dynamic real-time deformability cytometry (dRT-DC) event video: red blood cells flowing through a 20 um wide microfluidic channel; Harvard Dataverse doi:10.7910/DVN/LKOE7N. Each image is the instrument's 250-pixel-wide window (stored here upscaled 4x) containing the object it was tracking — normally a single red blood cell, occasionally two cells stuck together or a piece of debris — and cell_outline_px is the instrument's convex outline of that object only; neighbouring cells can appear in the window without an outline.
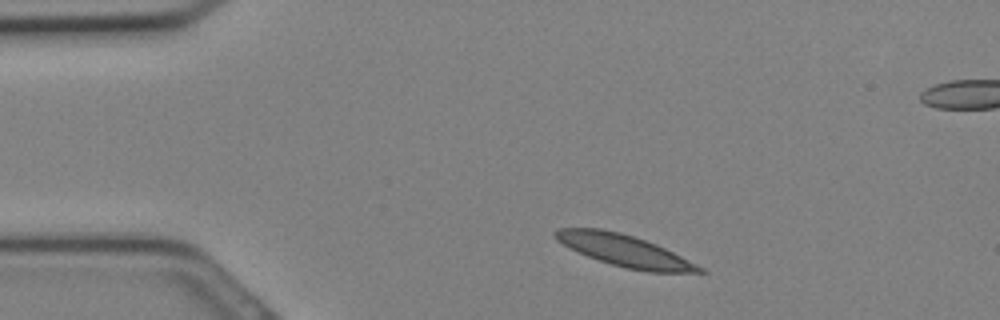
{"species": "Egyptian fruit bat (a non-hibernating species)", "species_latin": "Rousettus aegyptiacus", "temperature_condition": "cold", "stored_images_in_passage": 28, "segment_of_instrument_passage": [1, 2], "camera_frame_rate_fps": 3000, "um_per_image_px": 0.085, "animal": {"sex": "female"}, "frame": {"image": 1, "passage_image": 1, "time_ms": 0.0, "image_size_px": [1000, 320], "cell_outline_px": [[708, 272], [648, 272], [624, 268], [588, 256], [568, 248], [556, 240], [552, 236], [552, 232], [556, 228], [600, 228], [620, 232], [656, 244], [704, 268]], "centroid_in_image_um": [53.01, 21.29], "position_along_channel_um": 32.0, "area_um2": 26.47}}
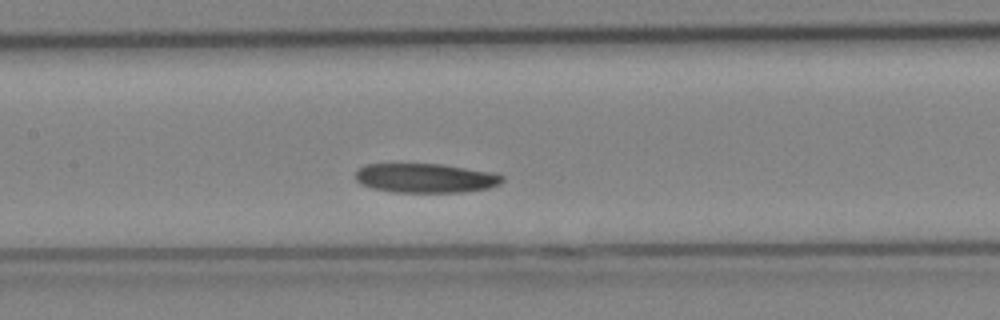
{"frame": {"image": 2, "passage_image": 10, "time_ms": 3.0, "image_size_px": [1000, 320], "cell_outline_px": [[504, 180], [500, 184], [488, 188], [460, 192], [392, 192], [372, 188], [360, 184], [356, 180], [356, 168], [364, 164], [440, 164], [496, 172], [504, 176]], "centroid_in_image_um": [36.17, 15.13], "position_along_channel_um": 171.2, "area_um2": 25.32}}
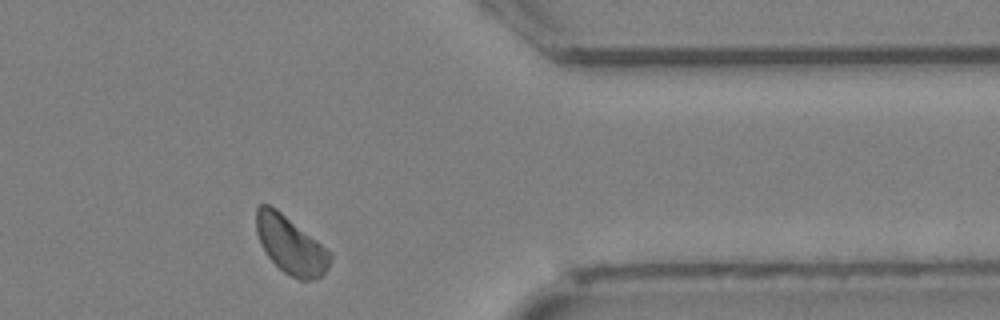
{"frame": {"image": 3, "passage_image": 21, "time_ms": 6.667, "image_size_px": [1000, 320], "cell_outline_px": [[332, 256], [328, 268], [320, 276], [312, 280], [300, 280], [284, 272], [268, 256], [260, 244], [256, 232], [256, 208], [260, 204], [268, 204], [276, 208], [332, 252]], "centroid_in_image_um": [24.7, 20.82], "position_along_channel_um": 386.7, "area_um2": 24.68}}